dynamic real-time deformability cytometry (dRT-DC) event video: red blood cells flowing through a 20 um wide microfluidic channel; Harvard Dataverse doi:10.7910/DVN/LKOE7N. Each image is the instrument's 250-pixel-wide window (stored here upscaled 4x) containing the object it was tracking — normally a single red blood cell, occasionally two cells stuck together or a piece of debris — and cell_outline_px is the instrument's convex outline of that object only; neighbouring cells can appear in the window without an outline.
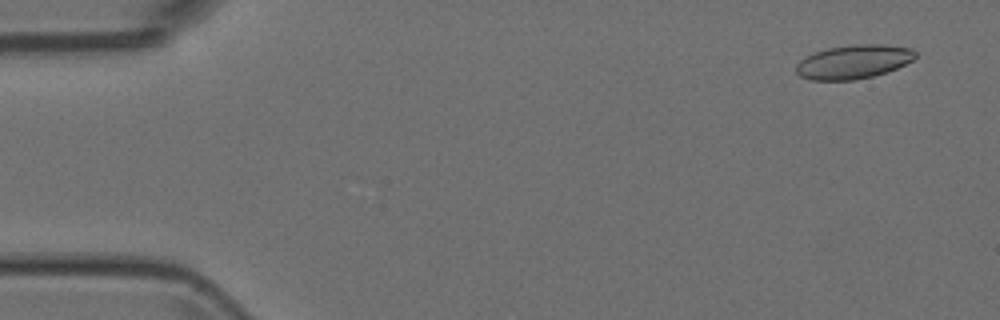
{"species": "Egyptian fruit bat (a non-hibernating species)", "species_latin": "Rousettus aegyptiacus", "temperature_condition": "room temperature", "stored_images_in_passage": 9, "camera_frame_rate_fps": 3000, "um_per_image_px": 0.085, "animal": {"sex": "female"}, "frame": {"image": 1, "passage_image": 1, "time_ms": 0.0, "image_size_px": [1000, 320], "cell_outline_px": [[916, 56], [912, 60], [888, 72], [856, 80], [812, 80], [800, 76], [796, 72], [796, 64], [800, 60], [812, 52], [828, 48], [856, 44], [884, 44], [912, 48], [916, 52]], "centroid_in_image_um": [72.54, 5.25], "position_along_channel_um": 12.5, "area_um2": 23.64}}
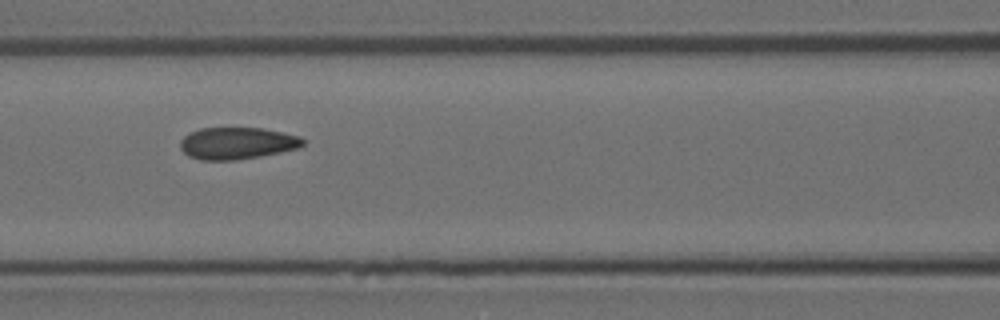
{"frame": {"image": 2, "passage_image": 7, "time_ms": 2.0, "image_size_px": [1000, 320], "cell_outline_px": [[304, 144], [296, 148], [280, 152], [260, 156], [236, 160], [200, 160], [188, 156], [180, 148], [180, 140], [184, 136], [200, 128], [260, 128], [300, 136], [304, 140]], "centroid_in_image_um": [20.12, 12.18], "position_along_channel_um": 146.5, "area_um2": 22.66}}
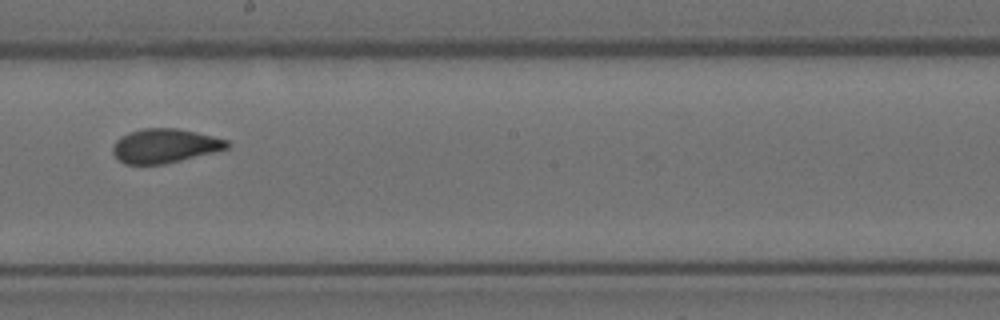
{"frame": {"image": 3, "passage_image": 9, "time_ms": 2.667, "image_size_px": [1000, 320], "cell_outline_px": [[228, 148], [216, 152], [164, 164], [124, 164], [112, 152], [112, 148], [116, 140], [128, 132], [144, 128], [176, 128], [196, 132], [228, 140]], "centroid_in_image_um": [14.0, 12.39], "position_along_channel_um": 234.2, "area_um2": 22.66}}